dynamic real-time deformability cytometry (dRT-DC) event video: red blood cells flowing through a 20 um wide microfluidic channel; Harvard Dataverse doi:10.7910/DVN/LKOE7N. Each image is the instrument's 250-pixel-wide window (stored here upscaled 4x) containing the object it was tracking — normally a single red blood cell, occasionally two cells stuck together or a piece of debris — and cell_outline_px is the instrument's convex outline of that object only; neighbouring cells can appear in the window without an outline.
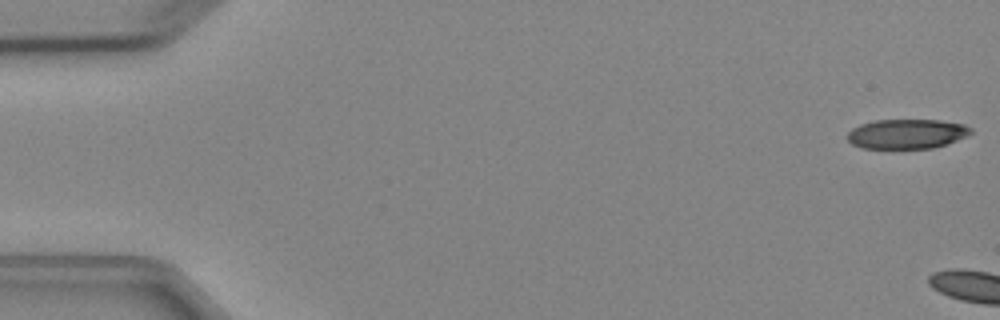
{"species": "Egyptian fruit bat (a non-hibernating species)", "species_latin": "Rousettus aegyptiacus", "temperature_condition": "cold", "stored_images_in_passage": 6, "camera_frame_rate_fps": 3000, "um_per_image_px": 0.085, "animal": {"sex": "female"}, "frame": {"image": 1, "passage_image": 1, "time_ms": 0.0, "image_size_px": [1000, 320], "cell_outline_px": [[972, 132], [968, 136], [948, 144], [932, 148], [860, 148], [852, 144], [844, 136], [852, 128], [860, 124], [876, 120], [940, 120], [964, 124], [972, 128]], "centroid_in_image_um": [77.08, 11.38], "position_along_channel_um": 7.9, "area_um2": 21.56}}
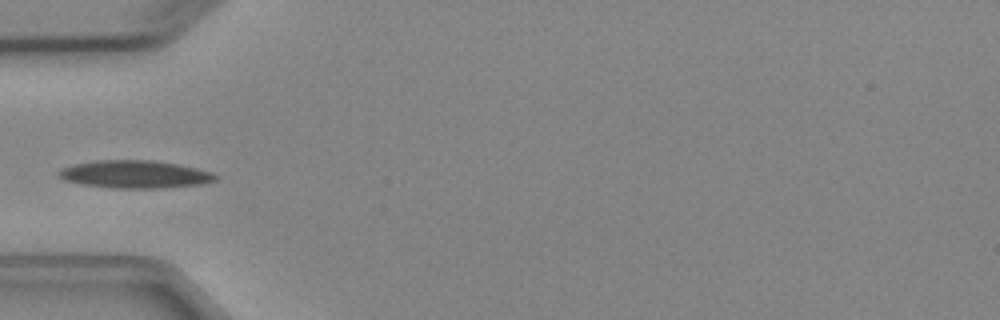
{"frame": {"image": 2, "passage_image": 6, "time_ms": 6.667, "image_size_px": [1000, 320], "cell_outline_px": [[220, 176], [216, 180], [200, 184], [160, 188], [112, 188], [80, 184], [64, 180], [56, 176], [56, 172], [60, 168], [72, 164], [96, 160], [156, 160], [180, 164], [212, 172]], "centroid_in_image_um": [11.42, 14.8], "position_along_channel_um": 73.6, "area_um2": 25.72}}